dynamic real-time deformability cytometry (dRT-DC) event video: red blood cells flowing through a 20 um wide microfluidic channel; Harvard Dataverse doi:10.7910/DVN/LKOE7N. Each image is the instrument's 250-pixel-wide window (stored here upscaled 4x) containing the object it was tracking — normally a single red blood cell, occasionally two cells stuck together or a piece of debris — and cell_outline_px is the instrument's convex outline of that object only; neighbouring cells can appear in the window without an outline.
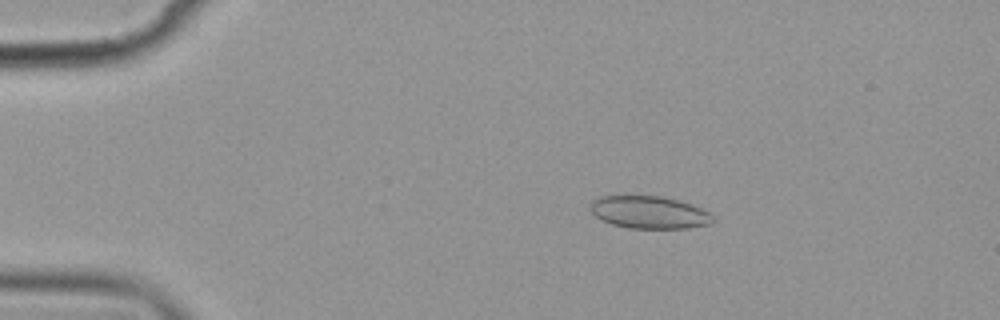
{"species": "common noctule bat (a hibernating species)", "species_latin": "Nyctalus noctula", "temperature_condition": "cold", "stored_images_in_passage": 4, "camera_frame_rate_fps": 3000, "um_per_image_px": 0.085, "animal": {"sex": "female", "body_mass_g": 19.9}, "frame": {"image": 1, "passage_image": 2, "time_ms": 1.333, "image_size_px": [1000, 320], "cell_outline_px": [[716, 220], [712, 224], [688, 228], [628, 228], [612, 224], [600, 220], [588, 208], [588, 204], [592, 200], [600, 196], [660, 196], [676, 200], [700, 208], [708, 212]], "centroid_in_image_um": [55.14, 18.06], "position_along_channel_um": 29.9, "area_um2": 23.24}}